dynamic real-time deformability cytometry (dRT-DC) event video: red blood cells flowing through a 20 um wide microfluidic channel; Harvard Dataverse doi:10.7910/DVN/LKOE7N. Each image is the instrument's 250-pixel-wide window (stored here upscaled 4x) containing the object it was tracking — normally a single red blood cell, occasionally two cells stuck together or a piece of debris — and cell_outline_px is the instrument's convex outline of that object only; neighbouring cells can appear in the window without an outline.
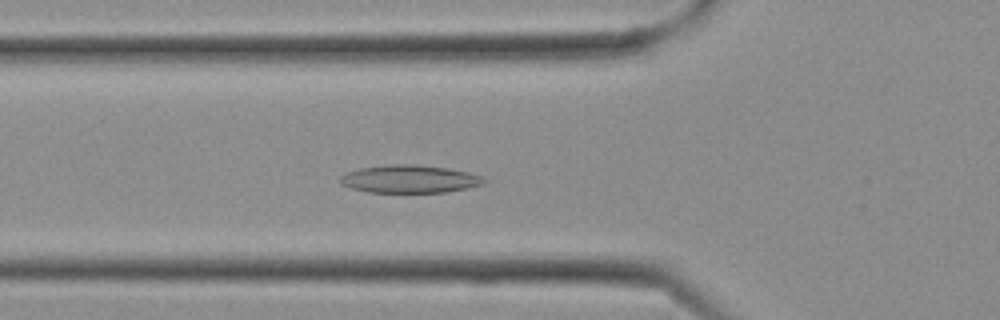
{"species": "Egyptian fruit bat (a non-hibernating species)", "species_latin": "Rousettus aegyptiacus", "temperature_condition": "cold", "stored_images_in_passage": 12, "camera_frame_rate_fps": 3000, "um_per_image_px": 0.085, "frame": {"image": 1, "passage_image": 10, "time_ms": 3.0, "image_size_px": [1000, 320], "cell_outline_px": [[488, 180], [480, 184], [468, 188], [444, 192], [368, 192], [348, 188], [340, 184], [340, 176], [344, 172], [360, 168], [388, 164], [416, 164], [448, 168], [468, 172], [480, 176]], "centroid_in_image_um": [34.74, 15.21], "position_along_channel_um": 91.1, "area_um2": 23.47}}
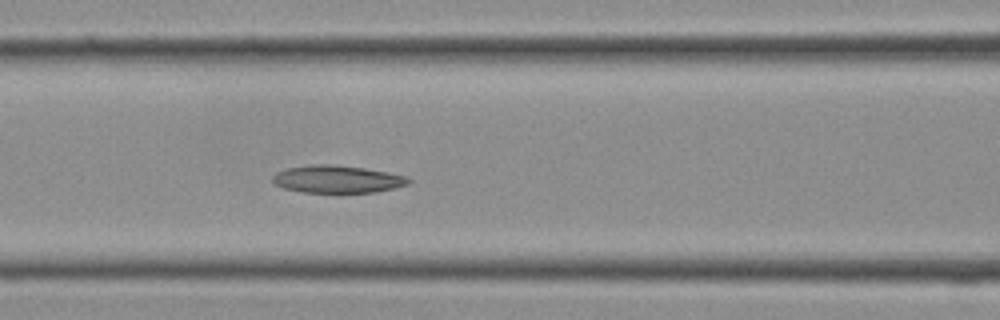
{"frame": {"image": 2, "passage_image": 12, "time_ms": 3.667, "image_size_px": [1000, 320], "cell_outline_px": [[412, 180], [408, 184], [376, 192], [304, 192], [284, 188], [276, 184], [272, 180], [272, 176], [276, 172], [288, 168], [312, 164], [336, 164], [364, 168], [388, 172], [408, 176]], "centroid_in_image_um": [28.68, 15.22], "position_along_channel_um": 137.9, "area_um2": 21.73}}